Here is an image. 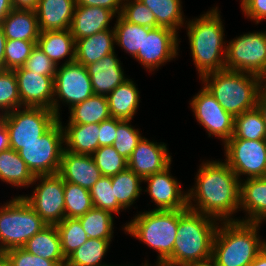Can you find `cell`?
I'll return each instance as SVG.
<instances>
[{"label":"cell","instance_id":"1","mask_svg":"<svg viewBox=\"0 0 266 266\" xmlns=\"http://www.w3.org/2000/svg\"><path fill=\"white\" fill-rule=\"evenodd\" d=\"M195 179V186L187 191L189 209L220 222L239 220L231 216L241 211L240 180L225 161L202 162Z\"/></svg>","mask_w":266,"mask_h":266},{"label":"cell","instance_id":"2","mask_svg":"<svg viewBox=\"0 0 266 266\" xmlns=\"http://www.w3.org/2000/svg\"><path fill=\"white\" fill-rule=\"evenodd\" d=\"M219 223L214 217L189 208L178 210L173 253L163 265L189 266L211 261L213 240Z\"/></svg>","mask_w":266,"mask_h":266},{"label":"cell","instance_id":"3","mask_svg":"<svg viewBox=\"0 0 266 266\" xmlns=\"http://www.w3.org/2000/svg\"><path fill=\"white\" fill-rule=\"evenodd\" d=\"M221 20L218 7H213L199 18L185 21L191 55L200 79L225 69L227 44Z\"/></svg>","mask_w":266,"mask_h":266},{"label":"cell","instance_id":"4","mask_svg":"<svg viewBox=\"0 0 266 266\" xmlns=\"http://www.w3.org/2000/svg\"><path fill=\"white\" fill-rule=\"evenodd\" d=\"M213 240L211 262L215 266H250L266 246L260 240L261 223L221 221Z\"/></svg>","mask_w":266,"mask_h":266},{"label":"cell","instance_id":"5","mask_svg":"<svg viewBox=\"0 0 266 266\" xmlns=\"http://www.w3.org/2000/svg\"><path fill=\"white\" fill-rule=\"evenodd\" d=\"M201 81L233 117L256 107L262 86L256 75L227 69L209 73Z\"/></svg>","mask_w":266,"mask_h":266},{"label":"cell","instance_id":"6","mask_svg":"<svg viewBox=\"0 0 266 266\" xmlns=\"http://www.w3.org/2000/svg\"><path fill=\"white\" fill-rule=\"evenodd\" d=\"M124 227L125 233L144 242L158 254L155 263L164 264L173 253L178 228V210L139 212Z\"/></svg>","mask_w":266,"mask_h":266},{"label":"cell","instance_id":"7","mask_svg":"<svg viewBox=\"0 0 266 266\" xmlns=\"http://www.w3.org/2000/svg\"><path fill=\"white\" fill-rule=\"evenodd\" d=\"M47 224L20 196L0 207V249L22 247Z\"/></svg>","mask_w":266,"mask_h":266},{"label":"cell","instance_id":"8","mask_svg":"<svg viewBox=\"0 0 266 266\" xmlns=\"http://www.w3.org/2000/svg\"><path fill=\"white\" fill-rule=\"evenodd\" d=\"M9 133L10 148L20 150L24 144L40 140L57 121L53 110L24 106L3 115Z\"/></svg>","mask_w":266,"mask_h":266},{"label":"cell","instance_id":"9","mask_svg":"<svg viewBox=\"0 0 266 266\" xmlns=\"http://www.w3.org/2000/svg\"><path fill=\"white\" fill-rule=\"evenodd\" d=\"M60 120L61 118L40 137V140L24 144L18 150L19 156L34 176L59 172L65 146L63 124Z\"/></svg>","mask_w":266,"mask_h":266},{"label":"cell","instance_id":"10","mask_svg":"<svg viewBox=\"0 0 266 266\" xmlns=\"http://www.w3.org/2000/svg\"><path fill=\"white\" fill-rule=\"evenodd\" d=\"M225 69L262 77L266 72V31L245 33L227 44Z\"/></svg>","mask_w":266,"mask_h":266},{"label":"cell","instance_id":"11","mask_svg":"<svg viewBox=\"0 0 266 266\" xmlns=\"http://www.w3.org/2000/svg\"><path fill=\"white\" fill-rule=\"evenodd\" d=\"M39 184H36L37 181ZM32 195H22L47 225H57L65 219V182L57 174L35 176Z\"/></svg>","mask_w":266,"mask_h":266},{"label":"cell","instance_id":"12","mask_svg":"<svg viewBox=\"0 0 266 266\" xmlns=\"http://www.w3.org/2000/svg\"><path fill=\"white\" fill-rule=\"evenodd\" d=\"M93 95L90 76L84 65L74 61L57 68L54 78L53 112L58 119H60V101L67 104L70 109Z\"/></svg>","mask_w":266,"mask_h":266},{"label":"cell","instance_id":"13","mask_svg":"<svg viewBox=\"0 0 266 266\" xmlns=\"http://www.w3.org/2000/svg\"><path fill=\"white\" fill-rule=\"evenodd\" d=\"M225 162L241 181L266 177V140L229 139L224 144Z\"/></svg>","mask_w":266,"mask_h":266},{"label":"cell","instance_id":"14","mask_svg":"<svg viewBox=\"0 0 266 266\" xmlns=\"http://www.w3.org/2000/svg\"><path fill=\"white\" fill-rule=\"evenodd\" d=\"M190 105L197 122L208 132V137L221 138L223 144L230 139L234 133V117L223 109L204 85L193 96Z\"/></svg>","mask_w":266,"mask_h":266},{"label":"cell","instance_id":"15","mask_svg":"<svg viewBox=\"0 0 266 266\" xmlns=\"http://www.w3.org/2000/svg\"><path fill=\"white\" fill-rule=\"evenodd\" d=\"M179 42L178 32L167 27L153 28L144 33L142 49L134 59L150 72L154 71L179 55Z\"/></svg>","mask_w":266,"mask_h":266},{"label":"cell","instance_id":"16","mask_svg":"<svg viewBox=\"0 0 266 266\" xmlns=\"http://www.w3.org/2000/svg\"><path fill=\"white\" fill-rule=\"evenodd\" d=\"M171 164L164 170L143 179L147 183L152 202L157 206L154 210L187 209V192L181 191L180 182L170 173Z\"/></svg>","mask_w":266,"mask_h":266},{"label":"cell","instance_id":"17","mask_svg":"<svg viewBox=\"0 0 266 266\" xmlns=\"http://www.w3.org/2000/svg\"><path fill=\"white\" fill-rule=\"evenodd\" d=\"M22 106L53 110L54 78L38 75L24 67L14 69Z\"/></svg>","mask_w":266,"mask_h":266},{"label":"cell","instance_id":"18","mask_svg":"<svg viewBox=\"0 0 266 266\" xmlns=\"http://www.w3.org/2000/svg\"><path fill=\"white\" fill-rule=\"evenodd\" d=\"M164 142L150 141L145 137L137 144L127 160V166L142 179L168 167L172 156Z\"/></svg>","mask_w":266,"mask_h":266},{"label":"cell","instance_id":"19","mask_svg":"<svg viewBox=\"0 0 266 266\" xmlns=\"http://www.w3.org/2000/svg\"><path fill=\"white\" fill-rule=\"evenodd\" d=\"M58 174L64 182L77 184L87 190L102 177L91 155L63 150Z\"/></svg>","mask_w":266,"mask_h":266},{"label":"cell","instance_id":"20","mask_svg":"<svg viewBox=\"0 0 266 266\" xmlns=\"http://www.w3.org/2000/svg\"><path fill=\"white\" fill-rule=\"evenodd\" d=\"M121 64L114 51L105 55L101 60L85 66L90 76L94 95L107 96L118 85L129 79L125 77Z\"/></svg>","mask_w":266,"mask_h":266},{"label":"cell","instance_id":"21","mask_svg":"<svg viewBox=\"0 0 266 266\" xmlns=\"http://www.w3.org/2000/svg\"><path fill=\"white\" fill-rule=\"evenodd\" d=\"M75 0H39L35 8L40 32L70 29Z\"/></svg>","mask_w":266,"mask_h":266},{"label":"cell","instance_id":"22","mask_svg":"<svg viewBox=\"0 0 266 266\" xmlns=\"http://www.w3.org/2000/svg\"><path fill=\"white\" fill-rule=\"evenodd\" d=\"M240 208L247 214L238 221L262 224L266 220V177L240 181Z\"/></svg>","mask_w":266,"mask_h":266},{"label":"cell","instance_id":"23","mask_svg":"<svg viewBox=\"0 0 266 266\" xmlns=\"http://www.w3.org/2000/svg\"><path fill=\"white\" fill-rule=\"evenodd\" d=\"M113 17H117V15L103 7L76 5L70 25V32L75 41L92 36L97 32L110 29L109 23Z\"/></svg>","mask_w":266,"mask_h":266},{"label":"cell","instance_id":"24","mask_svg":"<svg viewBox=\"0 0 266 266\" xmlns=\"http://www.w3.org/2000/svg\"><path fill=\"white\" fill-rule=\"evenodd\" d=\"M115 32L106 29L75 41V61L86 66L115 50Z\"/></svg>","mask_w":266,"mask_h":266},{"label":"cell","instance_id":"25","mask_svg":"<svg viewBox=\"0 0 266 266\" xmlns=\"http://www.w3.org/2000/svg\"><path fill=\"white\" fill-rule=\"evenodd\" d=\"M1 25L7 40L37 41L39 38L35 10L13 8Z\"/></svg>","mask_w":266,"mask_h":266},{"label":"cell","instance_id":"26","mask_svg":"<svg viewBox=\"0 0 266 266\" xmlns=\"http://www.w3.org/2000/svg\"><path fill=\"white\" fill-rule=\"evenodd\" d=\"M36 45L57 66L68 56L63 64L75 61V39L70 29L40 32Z\"/></svg>","mask_w":266,"mask_h":266},{"label":"cell","instance_id":"27","mask_svg":"<svg viewBox=\"0 0 266 266\" xmlns=\"http://www.w3.org/2000/svg\"><path fill=\"white\" fill-rule=\"evenodd\" d=\"M64 132V150L76 154L92 155L99 146V123L67 124Z\"/></svg>","mask_w":266,"mask_h":266},{"label":"cell","instance_id":"28","mask_svg":"<svg viewBox=\"0 0 266 266\" xmlns=\"http://www.w3.org/2000/svg\"><path fill=\"white\" fill-rule=\"evenodd\" d=\"M140 92L132 79L118 85L106 97L112 118L132 120L140 103Z\"/></svg>","mask_w":266,"mask_h":266},{"label":"cell","instance_id":"29","mask_svg":"<svg viewBox=\"0 0 266 266\" xmlns=\"http://www.w3.org/2000/svg\"><path fill=\"white\" fill-rule=\"evenodd\" d=\"M29 253L52 261H66L61 249V239L56 225H46L23 246Z\"/></svg>","mask_w":266,"mask_h":266},{"label":"cell","instance_id":"30","mask_svg":"<svg viewBox=\"0 0 266 266\" xmlns=\"http://www.w3.org/2000/svg\"><path fill=\"white\" fill-rule=\"evenodd\" d=\"M35 176L12 148L0 152V180L14 187H29Z\"/></svg>","mask_w":266,"mask_h":266},{"label":"cell","instance_id":"31","mask_svg":"<svg viewBox=\"0 0 266 266\" xmlns=\"http://www.w3.org/2000/svg\"><path fill=\"white\" fill-rule=\"evenodd\" d=\"M68 124L101 123L111 118L107 97L93 95L70 108Z\"/></svg>","mask_w":266,"mask_h":266},{"label":"cell","instance_id":"32","mask_svg":"<svg viewBox=\"0 0 266 266\" xmlns=\"http://www.w3.org/2000/svg\"><path fill=\"white\" fill-rule=\"evenodd\" d=\"M112 240L88 238L67 258L65 266H112L102 262ZM103 263V264H102Z\"/></svg>","mask_w":266,"mask_h":266},{"label":"cell","instance_id":"33","mask_svg":"<svg viewBox=\"0 0 266 266\" xmlns=\"http://www.w3.org/2000/svg\"><path fill=\"white\" fill-rule=\"evenodd\" d=\"M139 1L152 11L160 27H167L175 32H177L180 27H183V25L186 27V24H184L185 17H183L181 0Z\"/></svg>","mask_w":266,"mask_h":266},{"label":"cell","instance_id":"34","mask_svg":"<svg viewBox=\"0 0 266 266\" xmlns=\"http://www.w3.org/2000/svg\"><path fill=\"white\" fill-rule=\"evenodd\" d=\"M116 19L117 21L113 27L115 32V44L135 58L139 49H142L144 33H148L151 28L130 23L121 15H117Z\"/></svg>","mask_w":266,"mask_h":266},{"label":"cell","instance_id":"35","mask_svg":"<svg viewBox=\"0 0 266 266\" xmlns=\"http://www.w3.org/2000/svg\"><path fill=\"white\" fill-rule=\"evenodd\" d=\"M112 189L117 202L126 210L142 192L143 179L128 167L120 173L111 176Z\"/></svg>","mask_w":266,"mask_h":266},{"label":"cell","instance_id":"36","mask_svg":"<svg viewBox=\"0 0 266 266\" xmlns=\"http://www.w3.org/2000/svg\"><path fill=\"white\" fill-rule=\"evenodd\" d=\"M230 139L266 140L265 123L257 107L234 117V133Z\"/></svg>","mask_w":266,"mask_h":266},{"label":"cell","instance_id":"37","mask_svg":"<svg viewBox=\"0 0 266 266\" xmlns=\"http://www.w3.org/2000/svg\"><path fill=\"white\" fill-rule=\"evenodd\" d=\"M113 218L114 216L111 212L95 207L78 217L88 238L106 240L113 238Z\"/></svg>","mask_w":266,"mask_h":266},{"label":"cell","instance_id":"38","mask_svg":"<svg viewBox=\"0 0 266 266\" xmlns=\"http://www.w3.org/2000/svg\"><path fill=\"white\" fill-rule=\"evenodd\" d=\"M65 218H78L93 208L90 191L74 183L65 182Z\"/></svg>","mask_w":266,"mask_h":266},{"label":"cell","instance_id":"39","mask_svg":"<svg viewBox=\"0 0 266 266\" xmlns=\"http://www.w3.org/2000/svg\"><path fill=\"white\" fill-rule=\"evenodd\" d=\"M56 226L59 231L61 249L65 258L88 239L78 218H65Z\"/></svg>","mask_w":266,"mask_h":266},{"label":"cell","instance_id":"40","mask_svg":"<svg viewBox=\"0 0 266 266\" xmlns=\"http://www.w3.org/2000/svg\"><path fill=\"white\" fill-rule=\"evenodd\" d=\"M23 107L14 70H0V111L2 115Z\"/></svg>","mask_w":266,"mask_h":266},{"label":"cell","instance_id":"41","mask_svg":"<svg viewBox=\"0 0 266 266\" xmlns=\"http://www.w3.org/2000/svg\"><path fill=\"white\" fill-rule=\"evenodd\" d=\"M89 191L95 208L109 211L112 214H120V210H124L114 196L110 176H102Z\"/></svg>","mask_w":266,"mask_h":266},{"label":"cell","instance_id":"42","mask_svg":"<svg viewBox=\"0 0 266 266\" xmlns=\"http://www.w3.org/2000/svg\"><path fill=\"white\" fill-rule=\"evenodd\" d=\"M91 156L102 176H114L128 167L127 160L112 145L99 147Z\"/></svg>","mask_w":266,"mask_h":266},{"label":"cell","instance_id":"43","mask_svg":"<svg viewBox=\"0 0 266 266\" xmlns=\"http://www.w3.org/2000/svg\"><path fill=\"white\" fill-rule=\"evenodd\" d=\"M131 120L117 119L116 140L113 143L115 150L126 160L142 139L139 129L130 124Z\"/></svg>","mask_w":266,"mask_h":266},{"label":"cell","instance_id":"44","mask_svg":"<svg viewBox=\"0 0 266 266\" xmlns=\"http://www.w3.org/2000/svg\"><path fill=\"white\" fill-rule=\"evenodd\" d=\"M37 41L6 40L4 70L23 67Z\"/></svg>","mask_w":266,"mask_h":266},{"label":"cell","instance_id":"45","mask_svg":"<svg viewBox=\"0 0 266 266\" xmlns=\"http://www.w3.org/2000/svg\"><path fill=\"white\" fill-rule=\"evenodd\" d=\"M121 16L126 21L140 26L151 29L160 27L152 11L139 0H123Z\"/></svg>","mask_w":266,"mask_h":266},{"label":"cell","instance_id":"46","mask_svg":"<svg viewBox=\"0 0 266 266\" xmlns=\"http://www.w3.org/2000/svg\"><path fill=\"white\" fill-rule=\"evenodd\" d=\"M11 266H65L66 261H52L29 253L22 247L5 251Z\"/></svg>","mask_w":266,"mask_h":266},{"label":"cell","instance_id":"47","mask_svg":"<svg viewBox=\"0 0 266 266\" xmlns=\"http://www.w3.org/2000/svg\"><path fill=\"white\" fill-rule=\"evenodd\" d=\"M23 67L28 71L38 73V75L52 76L53 78H55L58 68L37 45L33 48Z\"/></svg>","mask_w":266,"mask_h":266},{"label":"cell","instance_id":"48","mask_svg":"<svg viewBox=\"0 0 266 266\" xmlns=\"http://www.w3.org/2000/svg\"><path fill=\"white\" fill-rule=\"evenodd\" d=\"M241 9L256 24L266 20V0H241Z\"/></svg>","mask_w":266,"mask_h":266},{"label":"cell","instance_id":"49","mask_svg":"<svg viewBox=\"0 0 266 266\" xmlns=\"http://www.w3.org/2000/svg\"><path fill=\"white\" fill-rule=\"evenodd\" d=\"M99 146H111L116 140L117 118H110L99 124Z\"/></svg>","mask_w":266,"mask_h":266},{"label":"cell","instance_id":"50","mask_svg":"<svg viewBox=\"0 0 266 266\" xmlns=\"http://www.w3.org/2000/svg\"><path fill=\"white\" fill-rule=\"evenodd\" d=\"M76 5L103 7L111 10L115 15H121L123 0H75Z\"/></svg>","mask_w":266,"mask_h":266},{"label":"cell","instance_id":"51","mask_svg":"<svg viewBox=\"0 0 266 266\" xmlns=\"http://www.w3.org/2000/svg\"><path fill=\"white\" fill-rule=\"evenodd\" d=\"M10 148L9 133L5 126L3 115L0 114V152Z\"/></svg>","mask_w":266,"mask_h":266},{"label":"cell","instance_id":"52","mask_svg":"<svg viewBox=\"0 0 266 266\" xmlns=\"http://www.w3.org/2000/svg\"><path fill=\"white\" fill-rule=\"evenodd\" d=\"M12 7L16 9L35 10L39 0H11Z\"/></svg>","mask_w":266,"mask_h":266},{"label":"cell","instance_id":"53","mask_svg":"<svg viewBox=\"0 0 266 266\" xmlns=\"http://www.w3.org/2000/svg\"><path fill=\"white\" fill-rule=\"evenodd\" d=\"M257 109L260 111L266 128V94L261 90L256 103Z\"/></svg>","mask_w":266,"mask_h":266},{"label":"cell","instance_id":"54","mask_svg":"<svg viewBox=\"0 0 266 266\" xmlns=\"http://www.w3.org/2000/svg\"><path fill=\"white\" fill-rule=\"evenodd\" d=\"M11 0H0V24L2 20L12 11Z\"/></svg>","mask_w":266,"mask_h":266},{"label":"cell","instance_id":"55","mask_svg":"<svg viewBox=\"0 0 266 266\" xmlns=\"http://www.w3.org/2000/svg\"><path fill=\"white\" fill-rule=\"evenodd\" d=\"M6 37L2 25L0 24V70H4V55H5V44Z\"/></svg>","mask_w":266,"mask_h":266},{"label":"cell","instance_id":"56","mask_svg":"<svg viewBox=\"0 0 266 266\" xmlns=\"http://www.w3.org/2000/svg\"><path fill=\"white\" fill-rule=\"evenodd\" d=\"M250 266H266V246L257 255V257L250 263Z\"/></svg>","mask_w":266,"mask_h":266},{"label":"cell","instance_id":"57","mask_svg":"<svg viewBox=\"0 0 266 266\" xmlns=\"http://www.w3.org/2000/svg\"><path fill=\"white\" fill-rule=\"evenodd\" d=\"M0 266H11L7 255L5 254V252L0 254Z\"/></svg>","mask_w":266,"mask_h":266},{"label":"cell","instance_id":"58","mask_svg":"<svg viewBox=\"0 0 266 266\" xmlns=\"http://www.w3.org/2000/svg\"><path fill=\"white\" fill-rule=\"evenodd\" d=\"M261 90L266 94V72L265 74L261 77ZM265 82V83H264ZM264 85V86H263Z\"/></svg>","mask_w":266,"mask_h":266},{"label":"cell","instance_id":"59","mask_svg":"<svg viewBox=\"0 0 266 266\" xmlns=\"http://www.w3.org/2000/svg\"><path fill=\"white\" fill-rule=\"evenodd\" d=\"M189 266H215L211 261L206 262V263H201V264H193Z\"/></svg>","mask_w":266,"mask_h":266},{"label":"cell","instance_id":"60","mask_svg":"<svg viewBox=\"0 0 266 266\" xmlns=\"http://www.w3.org/2000/svg\"><path fill=\"white\" fill-rule=\"evenodd\" d=\"M141 266H152V265H151V264L149 265V264H148V261H145V263H144V264L142 263ZM155 266H164V265H163V264H158V263H156Z\"/></svg>","mask_w":266,"mask_h":266}]
</instances>
